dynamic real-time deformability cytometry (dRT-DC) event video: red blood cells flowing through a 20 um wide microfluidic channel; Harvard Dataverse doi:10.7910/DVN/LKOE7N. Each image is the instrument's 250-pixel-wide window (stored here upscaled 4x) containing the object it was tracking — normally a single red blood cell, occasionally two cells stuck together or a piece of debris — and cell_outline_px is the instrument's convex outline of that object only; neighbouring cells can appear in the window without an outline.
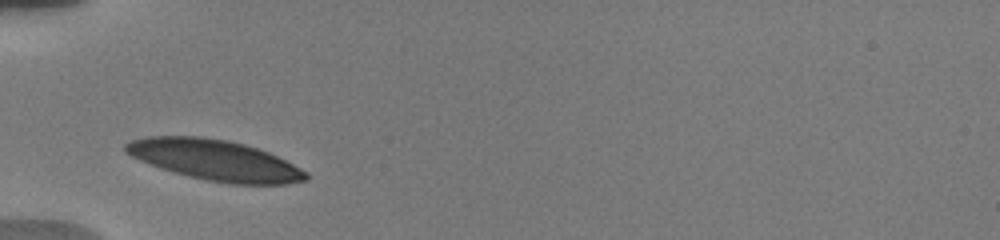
{"species": "human", "species_latin": "Homo sapiens", "temperature_condition": "warm", "stored_images_in_passage": 8, "camera_frame_rate_fps": 3000, "um_per_image_px": 0.085, "donor": {"sex": "male"}, "frame": {"image": 1, "passage_image": 1, "time_ms": 0.0, "image_size_px": [1000, 240], "cell_outline_px": [[308, 180], [284, 184], [232, 184], [208, 180], [160, 168], [140, 160], [124, 152], [124, 144], [132, 140], [148, 136], [200, 136], [228, 140], [244, 144], [268, 152], [308, 172]], "centroid_in_image_um": [18.26, 13.6], "position_along_channel_um": 66.7, "area_um2": 42.25}}
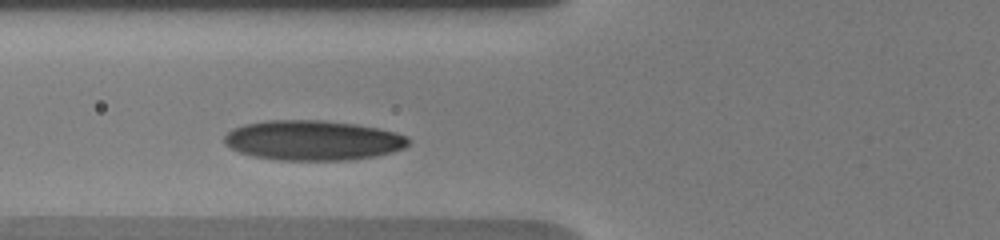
{"frame": {"image": 2, "passage_image": 7, "time_ms": 1.0, "image_size_px": [1000, 240], "cell_outline_px": [[412, 140], [404, 148], [392, 152], [376, 156], [348, 160], [280, 160], [252, 156], [240, 152], [224, 144], [224, 136], [228, 132], [244, 124], [268, 120], [320, 120], [352, 124], [376, 128], [396, 132], [408, 136]], "centroid_in_image_um": [26.61, 11.93], "position_along_channel_um": 99.2, "area_um2": 42.77}}